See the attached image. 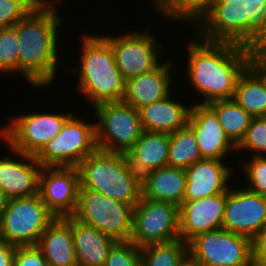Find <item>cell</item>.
Returning a JSON list of instances; mask_svg holds the SVG:
<instances>
[{"label":"cell","mask_w":266,"mask_h":266,"mask_svg":"<svg viewBox=\"0 0 266 266\" xmlns=\"http://www.w3.org/2000/svg\"><path fill=\"white\" fill-rule=\"evenodd\" d=\"M246 160V161H245ZM242 166L239 168L241 174L244 178V187L252 192H255L261 196L266 197V156H250L249 160L247 158L242 161H238Z\"/></svg>","instance_id":"d6a6232c"},{"label":"cell","mask_w":266,"mask_h":266,"mask_svg":"<svg viewBox=\"0 0 266 266\" xmlns=\"http://www.w3.org/2000/svg\"><path fill=\"white\" fill-rule=\"evenodd\" d=\"M170 134L143 131L133 148L126 154L130 166L141 177L168 166Z\"/></svg>","instance_id":"d4e9b609"},{"label":"cell","mask_w":266,"mask_h":266,"mask_svg":"<svg viewBox=\"0 0 266 266\" xmlns=\"http://www.w3.org/2000/svg\"><path fill=\"white\" fill-rule=\"evenodd\" d=\"M72 234L78 266H104L111 248L118 242L73 217Z\"/></svg>","instance_id":"cb8c5ba5"},{"label":"cell","mask_w":266,"mask_h":266,"mask_svg":"<svg viewBox=\"0 0 266 266\" xmlns=\"http://www.w3.org/2000/svg\"><path fill=\"white\" fill-rule=\"evenodd\" d=\"M227 191L195 200H184L179 206V236L188 243L200 233L222 229Z\"/></svg>","instance_id":"ac0fdd59"},{"label":"cell","mask_w":266,"mask_h":266,"mask_svg":"<svg viewBox=\"0 0 266 266\" xmlns=\"http://www.w3.org/2000/svg\"><path fill=\"white\" fill-rule=\"evenodd\" d=\"M0 74L19 76V40L17 23L0 28Z\"/></svg>","instance_id":"4dcf8cb0"},{"label":"cell","mask_w":266,"mask_h":266,"mask_svg":"<svg viewBox=\"0 0 266 266\" xmlns=\"http://www.w3.org/2000/svg\"><path fill=\"white\" fill-rule=\"evenodd\" d=\"M76 167L80 189L99 192L130 206L142 196L141 176L130 166L126 154L97 149Z\"/></svg>","instance_id":"277c9868"},{"label":"cell","mask_w":266,"mask_h":266,"mask_svg":"<svg viewBox=\"0 0 266 266\" xmlns=\"http://www.w3.org/2000/svg\"><path fill=\"white\" fill-rule=\"evenodd\" d=\"M146 27L117 33L118 36H114V33L111 36L109 32L102 34L109 42L116 66L125 80L150 72L163 62L160 56L165 49L158 38L151 34L152 29L148 28V24Z\"/></svg>","instance_id":"30bf717a"},{"label":"cell","mask_w":266,"mask_h":266,"mask_svg":"<svg viewBox=\"0 0 266 266\" xmlns=\"http://www.w3.org/2000/svg\"><path fill=\"white\" fill-rule=\"evenodd\" d=\"M5 147L11 154L0 156V188L9 199L38 194L42 165L35 156L16 151L6 143Z\"/></svg>","instance_id":"e0dca14e"},{"label":"cell","mask_w":266,"mask_h":266,"mask_svg":"<svg viewBox=\"0 0 266 266\" xmlns=\"http://www.w3.org/2000/svg\"><path fill=\"white\" fill-rule=\"evenodd\" d=\"M251 261L266 265V225L251 239Z\"/></svg>","instance_id":"74e56055"},{"label":"cell","mask_w":266,"mask_h":266,"mask_svg":"<svg viewBox=\"0 0 266 266\" xmlns=\"http://www.w3.org/2000/svg\"><path fill=\"white\" fill-rule=\"evenodd\" d=\"M61 113V114H60ZM74 114L59 110L46 112L40 109L10 116L8 123L0 128V142L24 154L36 156L44 146L62 130L65 122Z\"/></svg>","instance_id":"5b68a950"},{"label":"cell","mask_w":266,"mask_h":266,"mask_svg":"<svg viewBox=\"0 0 266 266\" xmlns=\"http://www.w3.org/2000/svg\"><path fill=\"white\" fill-rule=\"evenodd\" d=\"M187 41L186 66L188 84L201 102L234 98L239 76L250 64L251 49L227 42H210L195 32ZM194 35V36H193Z\"/></svg>","instance_id":"7a4b0ae2"},{"label":"cell","mask_w":266,"mask_h":266,"mask_svg":"<svg viewBox=\"0 0 266 266\" xmlns=\"http://www.w3.org/2000/svg\"><path fill=\"white\" fill-rule=\"evenodd\" d=\"M142 266H184L189 261L188 243L182 239L140 248Z\"/></svg>","instance_id":"f546056e"},{"label":"cell","mask_w":266,"mask_h":266,"mask_svg":"<svg viewBox=\"0 0 266 266\" xmlns=\"http://www.w3.org/2000/svg\"><path fill=\"white\" fill-rule=\"evenodd\" d=\"M248 48L266 44V0H248Z\"/></svg>","instance_id":"1f68e13d"},{"label":"cell","mask_w":266,"mask_h":266,"mask_svg":"<svg viewBox=\"0 0 266 266\" xmlns=\"http://www.w3.org/2000/svg\"><path fill=\"white\" fill-rule=\"evenodd\" d=\"M179 206L141 196L133 207L130 241L139 248L178 240Z\"/></svg>","instance_id":"7c38bea8"},{"label":"cell","mask_w":266,"mask_h":266,"mask_svg":"<svg viewBox=\"0 0 266 266\" xmlns=\"http://www.w3.org/2000/svg\"><path fill=\"white\" fill-rule=\"evenodd\" d=\"M248 0H215L210 12L194 28L201 39L248 48Z\"/></svg>","instance_id":"4fadbf2b"},{"label":"cell","mask_w":266,"mask_h":266,"mask_svg":"<svg viewBox=\"0 0 266 266\" xmlns=\"http://www.w3.org/2000/svg\"><path fill=\"white\" fill-rule=\"evenodd\" d=\"M61 2L63 0H42L17 22L19 76L37 91L52 87L55 80H59L57 72L64 66L59 55L65 42L60 38L65 20L58 11Z\"/></svg>","instance_id":"6da1fadb"},{"label":"cell","mask_w":266,"mask_h":266,"mask_svg":"<svg viewBox=\"0 0 266 266\" xmlns=\"http://www.w3.org/2000/svg\"><path fill=\"white\" fill-rule=\"evenodd\" d=\"M174 67L172 59H167L150 72L129 78L126 80L122 101L137 110L150 103L161 101L172 91L174 92L172 89V84L175 83L174 77L179 75L176 71L179 68Z\"/></svg>","instance_id":"d6986e66"},{"label":"cell","mask_w":266,"mask_h":266,"mask_svg":"<svg viewBox=\"0 0 266 266\" xmlns=\"http://www.w3.org/2000/svg\"><path fill=\"white\" fill-rule=\"evenodd\" d=\"M250 64L266 81V44L251 49Z\"/></svg>","instance_id":"f35d334b"},{"label":"cell","mask_w":266,"mask_h":266,"mask_svg":"<svg viewBox=\"0 0 266 266\" xmlns=\"http://www.w3.org/2000/svg\"><path fill=\"white\" fill-rule=\"evenodd\" d=\"M195 266H250L251 239L225 229L200 233L188 242Z\"/></svg>","instance_id":"8fae6325"},{"label":"cell","mask_w":266,"mask_h":266,"mask_svg":"<svg viewBox=\"0 0 266 266\" xmlns=\"http://www.w3.org/2000/svg\"><path fill=\"white\" fill-rule=\"evenodd\" d=\"M215 0H156L152 5L155 13L167 21L190 24L194 28L210 12Z\"/></svg>","instance_id":"4316f807"},{"label":"cell","mask_w":266,"mask_h":266,"mask_svg":"<svg viewBox=\"0 0 266 266\" xmlns=\"http://www.w3.org/2000/svg\"><path fill=\"white\" fill-rule=\"evenodd\" d=\"M239 151L249 153L251 156H266V117H253L250 126L236 146V153ZM251 151V153H250Z\"/></svg>","instance_id":"836d02e7"},{"label":"cell","mask_w":266,"mask_h":266,"mask_svg":"<svg viewBox=\"0 0 266 266\" xmlns=\"http://www.w3.org/2000/svg\"><path fill=\"white\" fill-rule=\"evenodd\" d=\"M201 160L193 129L188 124L170 134L168 166L186 169Z\"/></svg>","instance_id":"f1b7e54d"},{"label":"cell","mask_w":266,"mask_h":266,"mask_svg":"<svg viewBox=\"0 0 266 266\" xmlns=\"http://www.w3.org/2000/svg\"><path fill=\"white\" fill-rule=\"evenodd\" d=\"M42 0H0V28L13 27Z\"/></svg>","instance_id":"e575fe53"},{"label":"cell","mask_w":266,"mask_h":266,"mask_svg":"<svg viewBox=\"0 0 266 266\" xmlns=\"http://www.w3.org/2000/svg\"><path fill=\"white\" fill-rule=\"evenodd\" d=\"M49 266H78L72 234V216L55 218L36 244Z\"/></svg>","instance_id":"7402d4cb"},{"label":"cell","mask_w":266,"mask_h":266,"mask_svg":"<svg viewBox=\"0 0 266 266\" xmlns=\"http://www.w3.org/2000/svg\"><path fill=\"white\" fill-rule=\"evenodd\" d=\"M104 266H142L140 248L131 241H118L111 248Z\"/></svg>","instance_id":"d590c367"},{"label":"cell","mask_w":266,"mask_h":266,"mask_svg":"<svg viewBox=\"0 0 266 266\" xmlns=\"http://www.w3.org/2000/svg\"><path fill=\"white\" fill-rule=\"evenodd\" d=\"M142 197L180 206L184 201L186 169L165 166L141 177Z\"/></svg>","instance_id":"603a6c76"},{"label":"cell","mask_w":266,"mask_h":266,"mask_svg":"<svg viewBox=\"0 0 266 266\" xmlns=\"http://www.w3.org/2000/svg\"><path fill=\"white\" fill-rule=\"evenodd\" d=\"M16 246L0 239V266H13Z\"/></svg>","instance_id":"ab89813d"},{"label":"cell","mask_w":266,"mask_h":266,"mask_svg":"<svg viewBox=\"0 0 266 266\" xmlns=\"http://www.w3.org/2000/svg\"><path fill=\"white\" fill-rule=\"evenodd\" d=\"M188 125L193 129L202 159L227 161L232 153H236V145L229 139L218 115L208 104H192Z\"/></svg>","instance_id":"2e32d148"},{"label":"cell","mask_w":266,"mask_h":266,"mask_svg":"<svg viewBox=\"0 0 266 266\" xmlns=\"http://www.w3.org/2000/svg\"><path fill=\"white\" fill-rule=\"evenodd\" d=\"M55 218L39 193L9 199L0 215V239L15 246H36L42 233Z\"/></svg>","instance_id":"ba28073f"},{"label":"cell","mask_w":266,"mask_h":266,"mask_svg":"<svg viewBox=\"0 0 266 266\" xmlns=\"http://www.w3.org/2000/svg\"><path fill=\"white\" fill-rule=\"evenodd\" d=\"M133 207L99 192L79 189L77 207L72 217L117 241H130Z\"/></svg>","instance_id":"9c48e42d"},{"label":"cell","mask_w":266,"mask_h":266,"mask_svg":"<svg viewBox=\"0 0 266 266\" xmlns=\"http://www.w3.org/2000/svg\"><path fill=\"white\" fill-rule=\"evenodd\" d=\"M234 100L252 117H266V81L251 64L238 78Z\"/></svg>","instance_id":"484cf974"},{"label":"cell","mask_w":266,"mask_h":266,"mask_svg":"<svg viewBox=\"0 0 266 266\" xmlns=\"http://www.w3.org/2000/svg\"><path fill=\"white\" fill-rule=\"evenodd\" d=\"M84 117L74 113L59 134L35 156L42 167H76L98 149L96 122L94 119L87 121Z\"/></svg>","instance_id":"52a82bcc"},{"label":"cell","mask_w":266,"mask_h":266,"mask_svg":"<svg viewBox=\"0 0 266 266\" xmlns=\"http://www.w3.org/2000/svg\"><path fill=\"white\" fill-rule=\"evenodd\" d=\"M208 105L218 115L221 126L229 139L237 146L244 138L253 117L234 98L216 100Z\"/></svg>","instance_id":"83f0119b"},{"label":"cell","mask_w":266,"mask_h":266,"mask_svg":"<svg viewBox=\"0 0 266 266\" xmlns=\"http://www.w3.org/2000/svg\"><path fill=\"white\" fill-rule=\"evenodd\" d=\"M9 198L5 195L3 190L0 188V215L8 203Z\"/></svg>","instance_id":"60d3db41"},{"label":"cell","mask_w":266,"mask_h":266,"mask_svg":"<svg viewBox=\"0 0 266 266\" xmlns=\"http://www.w3.org/2000/svg\"><path fill=\"white\" fill-rule=\"evenodd\" d=\"M250 266H266V265H264V264H257V263L251 262Z\"/></svg>","instance_id":"b9f144b4"},{"label":"cell","mask_w":266,"mask_h":266,"mask_svg":"<svg viewBox=\"0 0 266 266\" xmlns=\"http://www.w3.org/2000/svg\"><path fill=\"white\" fill-rule=\"evenodd\" d=\"M184 266H195V265L191 263L190 261H188Z\"/></svg>","instance_id":"7bdbcfd3"},{"label":"cell","mask_w":266,"mask_h":266,"mask_svg":"<svg viewBox=\"0 0 266 266\" xmlns=\"http://www.w3.org/2000/svg\"><path fill=\"white\" fill-rule=\"evenodd\" d=\"M80 189L77 167H42L39 177V195L56 217L74 214Z\"/></svg>","instance_id":"9a60e30c"},{"label":"cell","mask_w":266,"mask_h":266,"mask_svg":"<svg viewBox=\"0 0 266 266\" xmlns=\"http://www.w3.org/2000/svg\"><path fill=\"white\" fill-rule=\"evenodd\" d=\"M13 266H49L37 246H16Z\"/></svg>","instance_id":"8d00e7d4"},{"label":"cell","mask_w":266,"mask_h":266,"mask_svg":"<svg viewBox=\"0 0 266 266\" xmlns=\"http://www.w3.org/2000/svg\"><path fill=\"white\" fill-rule=\"evenodd\" d=\"M228 164L224 160L203 159L186 168L184 200L201 199L228 191L231 179L238 172L235 171L236 167Z\"/></svg>","instance_id":"ffe728a7"},{"label":"cell","mask_w":266,"mask_h":266,"mask_svg":"<svg viewBox=\"0 0 266 266\" xmlns=\"http://www.w3.org/2000/svg\"><path fill=\"white\" fill-rule=\"evenodd\" d=\"M91 111L100 150L127 154L144 131L138 110L123 101L102 103Z\"/></svg>","instance_id":"8992f818"},{"label":"cell","mask_w":266,"mask_h":266,"mask_svg":"<svg viewBox=\"0 0 266 266\" xmlns=\"http://www.w3.org/2000/svg\"><path fill=\"white\" fill-rule=\"evenodd\" d=\"M88 33L80 35L79 63L69 71L76 75L78 96L87 99L89 109H93L102 103L122 101L126 80L116 66L109 42L100 35L101 32Z\"/></svg>","instance_id":"3957f363"},{"label":"cell","mask_w":266,"mask_h":266,"mask_svg":"<svg viewBox=\"0 0 266 266\" xmlns=\"http://www.w3.org/2000/svg\"><path fill=\"white\" fill-rule=\"evenodd\" d=\"M236 185L227 191L222 228L252 239L266 225V197Z\"/></svg>","instance_id":"5bb4252c"},{"label":"cell","mask_w":266,"mask_h":266,"mask_svg":"<svg viewBox=\"0 0 266 266\" xmlns=\"http://www.w3.org/2000/svg\"><path fill=\"white\" fill-rule=\"evenodd\" d=\"M173 92L161 101L150 103L138 109L143 129L151 132L174 133L188 124L192 103L188 105ZM175 98V99H173ZM181 99V100H180Z\"/></svg>","instance_id":"44dd1931"}]
</instances>
